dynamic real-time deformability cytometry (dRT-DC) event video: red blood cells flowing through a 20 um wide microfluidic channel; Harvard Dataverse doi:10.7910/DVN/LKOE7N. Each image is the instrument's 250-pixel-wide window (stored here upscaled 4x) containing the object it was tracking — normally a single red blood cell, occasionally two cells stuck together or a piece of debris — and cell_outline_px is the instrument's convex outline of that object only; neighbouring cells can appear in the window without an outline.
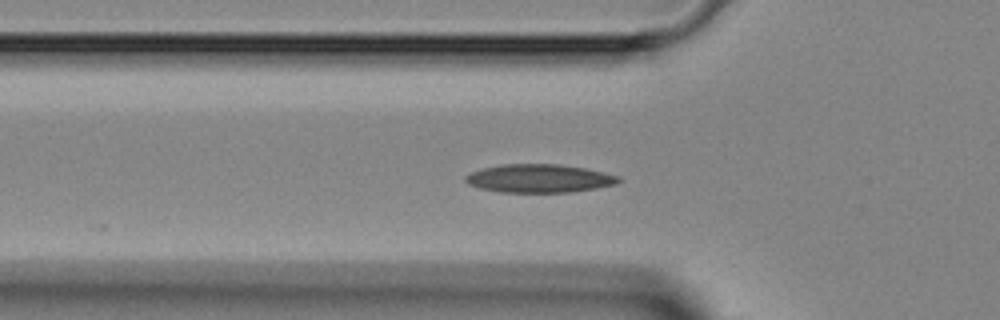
{"species": "Egyptian fruit bat (a non-hibernating species)", "species_latin": "Rousettus aegyptiacus", "temperature_condition": "room temperature", "stored_images_in_passage": 47, "camera_frame_rate_fps": 3000, "um_per_image_px": 0.085, "animal": {"sex": "female"}, "frame": {"image": 1, "passage_image": 14, "time_ms": 4.333, "image_size_px": [1000, 320], "cell_outline_px": [[624, 180], [616, 184], [596, 188], [568, 192], [500, 192], [480, 188], [468, 184], [464, 180], [464, 176], [472, 172], [484, 168], [500, 164], [560, 164], [584, 168], [620, 176]], "centroid_in_image_um": [45.84, 15.16], "position_along_channel_um": 80.0, "area_um2": 25.26}}
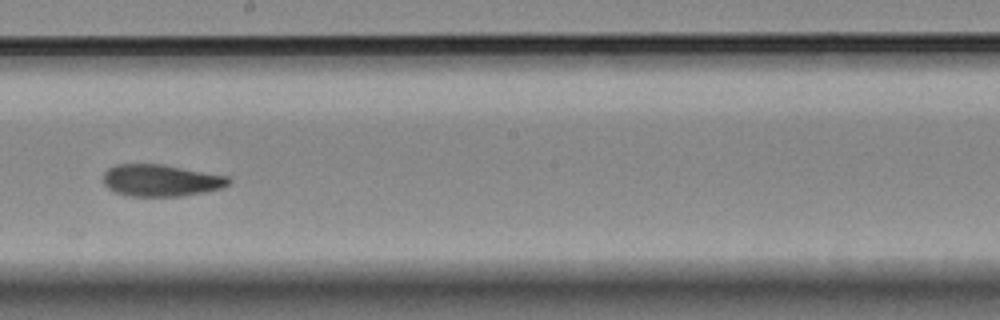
{"frame": {"image": 2, "passage_image": 25, "time_ms": 8.0, "image_size_px": [1000, 320], "cell_outline_px": [[232, 184], [220, 188], [204, 192], [180, 196], [128, 196], [116, 192], [108, 188], [104, 184], [104, 172], [108, 168], [116, 164], [160, 164], [228, 176], [232, 180]], "centroid_in_image_um": [13.68, 15.33], "position_along_channel_um": 234.5, "area_um2": 23.24}}
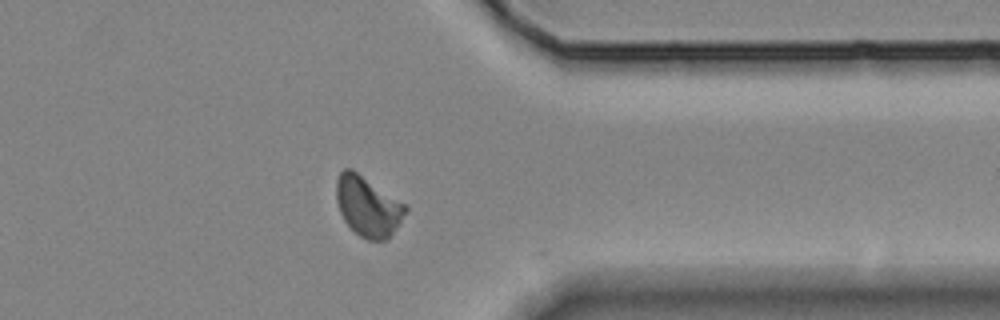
{"frame": {"image": 3, "passage_image": 36, "time_ms": 11.667, "image_size_px": [1000, 320], "cell_outline_px": [[408, 208], [396, 228], [388, 240], [368, 240], [360, 236], [344, 220], [340, 212], [336, 200], [336, 180], [340, 172], [344, 168], [352, 168], [408, 204]], "centroid_in_image_um": [31.28, 17.5], "position_along_channel_um": 380.1, "area_um2": 24.45}}